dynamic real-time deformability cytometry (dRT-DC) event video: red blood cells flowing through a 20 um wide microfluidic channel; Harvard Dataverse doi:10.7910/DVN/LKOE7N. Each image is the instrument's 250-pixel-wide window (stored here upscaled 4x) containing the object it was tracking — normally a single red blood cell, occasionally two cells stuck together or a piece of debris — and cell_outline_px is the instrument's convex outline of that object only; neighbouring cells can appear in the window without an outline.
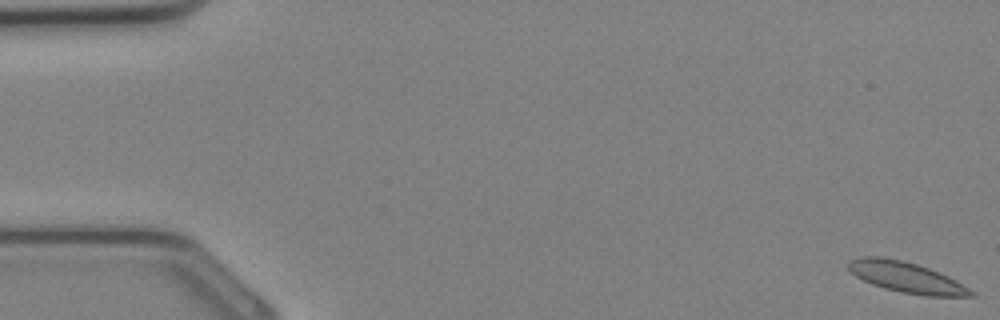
{"species": "Egyptian fruit bat (a non-hibernating species)", "species_latin": "Rousettus aegyptiacus", "temperature_condition": "cold", "stored_images_in_passage": 35, "camera_frame_rate_fps": 3000, "um_per_image_px": 0.085, "animal": {"sex": "female"}, "frame": {"image": 1, "passage_image": 1, "time_ms": 0.0, "image_size_px": [1000, 320], "cell_outline_px": [[976, 296], [928, 296], [900, 292], [884, 288], [872, 284], [856, 276], [848, 268], [848, 260], [860, 256], [884, 256], [904, 260], [928, 268], [948, 276], [956, 280], [976, 292]], "centroid_in_image_um": [77.04, 23.56], "position_along_channel_um": 8.0, "area_um2": 22.02}}
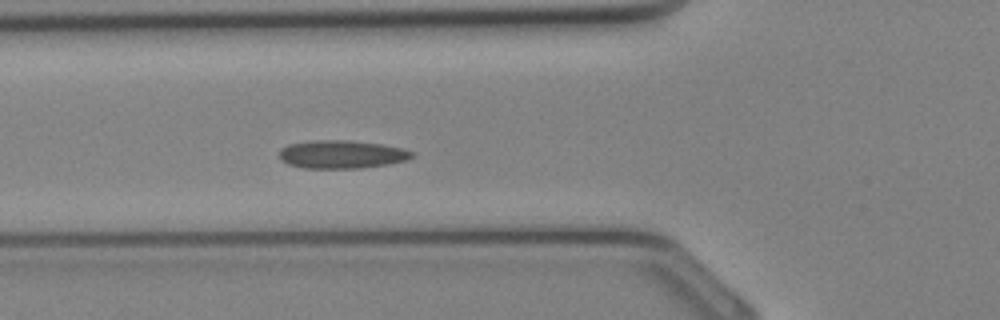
{"frame": {"image": 2, "passage_image": 13, "time_ms": 4.0, "image_size_px": [1000, 320], "cell_outline_px": [[416, 156], [408, 160], [388, 164], [360, 168], [304, 168], [288, 164], [280, 160], [280, 148], [288, 144], [312, 140], [352, 140], [380, 144], [404, 148], [416, 152]], "centroid_in_image_um": [29.08, 13.11], "position_along_channel_um": 96.7, "area_um2": 22.08}}
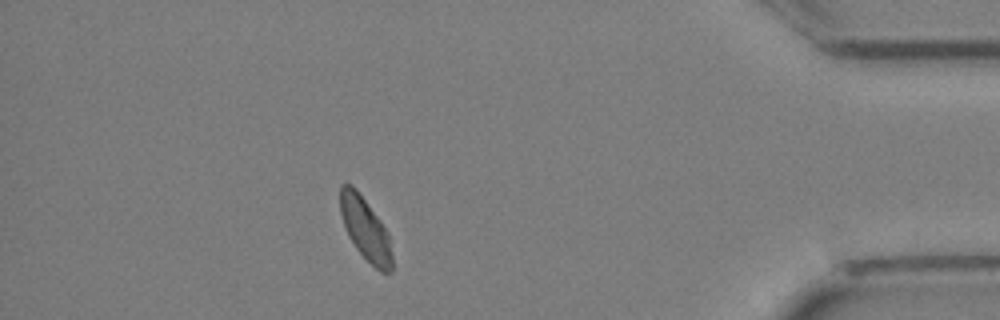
{"frame": {"image": 3, "passage_image": 31, "time_ms": 10.0, "image_size_px": [1000, 320], "cell_outline_px": [[392, 272], [380, 272], [356, 248], [348, 236], [340, 212], [340, 184], [352, 184], [356, 188], [380, 220], [388, 232], [392, 256]], "centroid_in_image_um": [31.05, 19.44], "position_along_channel_um": 404.1, "area_um2": 18.79}}